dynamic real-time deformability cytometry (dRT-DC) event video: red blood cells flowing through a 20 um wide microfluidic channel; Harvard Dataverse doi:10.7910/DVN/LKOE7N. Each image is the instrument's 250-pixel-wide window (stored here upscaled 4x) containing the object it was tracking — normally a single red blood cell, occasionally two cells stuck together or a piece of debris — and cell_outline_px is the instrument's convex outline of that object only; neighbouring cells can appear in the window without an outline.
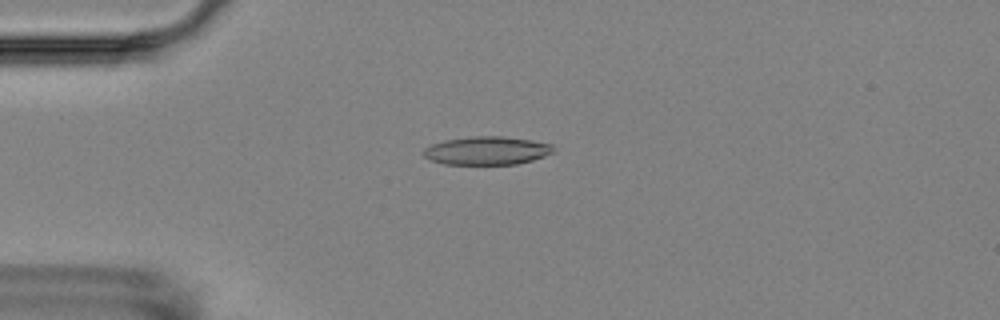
{"species": "Egyptian fruit bat (a non-hibernating species)", "species_latin": "Rousettus aegyptiacus", "temperature_condition": "room temperature", "stored_images_in_passage": 5, "camera_frame_rate_fps": 3000, "um_per_image_px": 0.085, "animal": {"sex": "female"}, "frame": {"image": 1, "passage_image": 3, "time_ms": 2.667, "image_size_px": [1000, 320], "cell_outline_px": [[552, 152], [544, 156], [532, 160], [516, 164], [444, 164], [432, 160], [424, 156], [420, 152], [424, 148], [432, 144], [444, 140], [472, 136], [504, 136], [532, 140], [552, 144]], "centroid_in_image_um": [41.34, 12.79], "position_along_channel_um": 43.7, "area_um2": 21.39}}
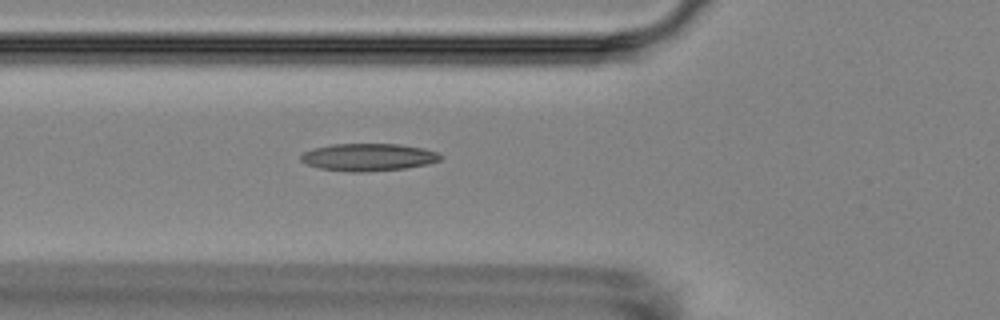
{"frame": {"image": 2, "passage_image": 5, "time_ms": 4.667, "image_size_px": [1000, 320], "cell_outline_px": [[444, 156], [440, 160], [428, 164], [404, 168], [364, 172], [348, 172], [320, 168], [308, 164], [300, 160], [300, 156], [304, 152], [312, 148], [332, 144], [400, 144], [424, 148], [436, 152]], "centroid_in_image_um": [31.31, 13.35], "position_along_channel_um": 94.5, "area_um2": 22.37}}